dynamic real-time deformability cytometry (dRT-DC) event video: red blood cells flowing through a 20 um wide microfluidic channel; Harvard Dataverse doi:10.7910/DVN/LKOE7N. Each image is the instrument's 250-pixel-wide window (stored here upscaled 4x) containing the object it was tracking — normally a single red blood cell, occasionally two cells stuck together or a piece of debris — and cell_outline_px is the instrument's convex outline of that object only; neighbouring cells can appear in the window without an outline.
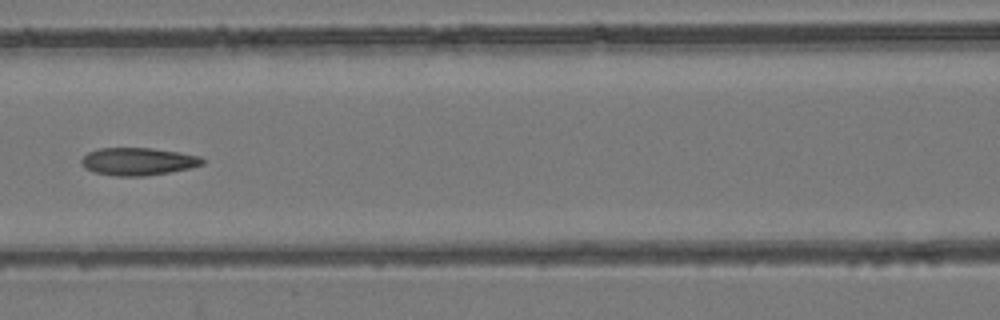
{"species": "common noctule bat (a hibernating species)", "species_latin": "Nyctalus noctula", "temperature_condition": "room temperature", "stored_images_in_passage": 5, "camera_frame_rate_fps": 3000, "um_per_image_px": 0.085, "animal": {"sex": "female", "body_mass_g": 24.6, "forearm_length_mm": 56.2}, "frame": {"image": 1, "passage_image": 4, "time_ms": 1.0, "image_size_px": [1000, 320], "cell_outline_px": [[204, 164], [192, 168], [144, 176], [116, 176], [92, 172], [84, 168], [80, 160], [88, 152], [100, 148], [152, 148], [180, 152], [200, 156], [204, 160]], "centroid_in_image_um": [11.73, 13.72], "position_along_channel_um": 154.9, "area_um2": 19.59}}